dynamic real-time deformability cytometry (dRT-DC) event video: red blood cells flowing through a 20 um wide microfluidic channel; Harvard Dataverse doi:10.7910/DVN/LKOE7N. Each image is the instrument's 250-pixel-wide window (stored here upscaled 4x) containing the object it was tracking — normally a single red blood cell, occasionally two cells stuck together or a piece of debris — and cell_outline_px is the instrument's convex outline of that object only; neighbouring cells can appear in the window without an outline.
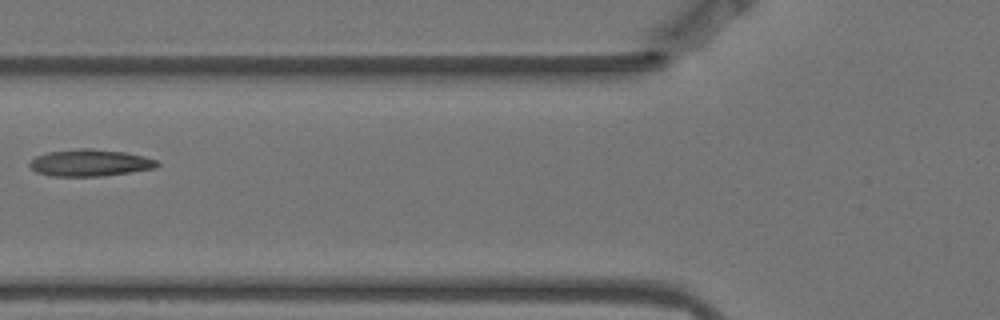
{"species": "Egyptian fruit bat (a non-hibernating species)", "species_latin": "Rousettus aegyptiacus", "temperature_condition": "warm", "stored_images_in_passage": 3, "camera_frame_rate_fps": 3000, "um_per_image_px": 0.085, "animal": {"sex": "female"}, "frame": {"image": 1, "passage_image": 3, "time_ms": 0.667, "image_size_px": [1000, 320], "cell_outline_px": [[160, 164], [156, 168], [104, 176], [52, 176], [36, 172], [28, 164], [36, 156], [48, 152], [80, 148], [92, 148], [124, 152], [144, 156], [156, 160]], "centroid_in_image_um": [7.66, 13.84], "position_along_channel_um": 118.1, "area_um2": 19.94}}